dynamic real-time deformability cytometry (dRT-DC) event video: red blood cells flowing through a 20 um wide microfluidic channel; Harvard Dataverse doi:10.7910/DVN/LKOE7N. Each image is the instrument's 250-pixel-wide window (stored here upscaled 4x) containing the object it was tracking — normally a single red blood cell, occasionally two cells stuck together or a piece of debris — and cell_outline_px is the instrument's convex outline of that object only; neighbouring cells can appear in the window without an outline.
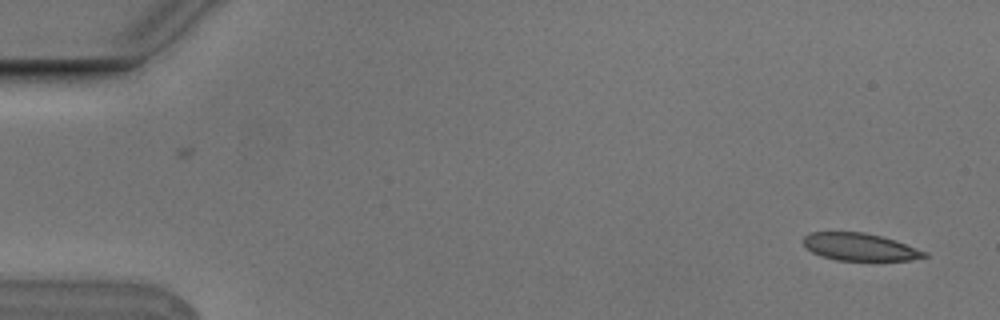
{"species": "Egyptian fruit bat (a non-hibernating species)", "species_latin": "Rousettus aegyptiacus", "temperature_condition": "cold", "stored_images_in_passage": 3, "camera_frame_rate_fps": 3000, "um_per_image_px": 0.085, "animal": {"sex": "male"}, "frame": {"image": 1, "passage_image": 3, "time_ms": 0.667, "image_size_px": [1000, 320], "cell_outline_px": [[928, 256], [908, 260], [836, 260], [820, 256], [804, 248], [800, 240], [804, 236], [812, 232], [864, 232], [880, 236], [928, 252]], "centroid_in_image_um": [72.99, 20.99], "position_along_channel_um": 12.0, "area_um2": 19.31}}